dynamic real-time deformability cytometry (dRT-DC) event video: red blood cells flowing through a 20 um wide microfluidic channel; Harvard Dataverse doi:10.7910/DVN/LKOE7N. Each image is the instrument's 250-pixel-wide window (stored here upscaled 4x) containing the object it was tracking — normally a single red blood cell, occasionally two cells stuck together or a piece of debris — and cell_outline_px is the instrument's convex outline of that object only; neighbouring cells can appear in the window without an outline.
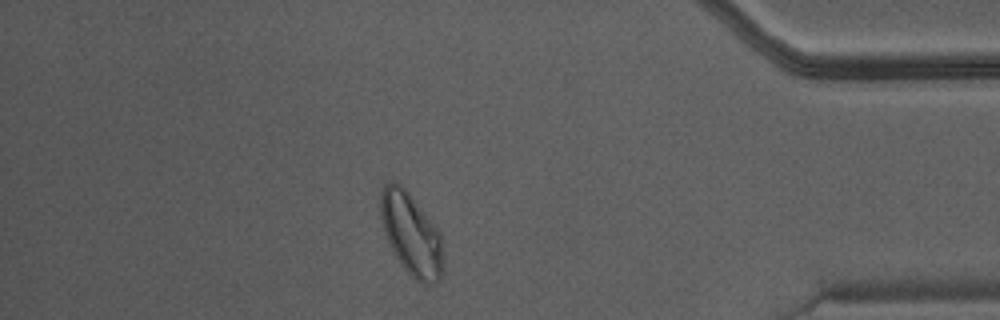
{"species": "Egyptian fruit bat (a non-hibernating species)", "species_latin": "Rousettus aegyptiacus", "temperature_condition": "warm", "stored_images_in_passage": 47, "segment_of_instrument_passage": [1, 2], "camera_frame_rate_fps": 3000, "um_per_image_px": 0.085, "animal": {"sex": "male"}, "frame": {"image": 1, "passage_image": 40, "time_ms": 13.0, "image_size_px": [1000, 320], "cell_outline_px": [[444, 272], [440, 280], [436, 284], [424, 284], [416, 280], [404, 268], [388, 244], [380, 220], [380, 192], [384, 184], [400, 184], [408, 192], [440, 232], [444, 260]], "centroid_in_image_um": [34.97, 19.96], "position_along_channel_um": 400.2, "area_um2": 30.11}}